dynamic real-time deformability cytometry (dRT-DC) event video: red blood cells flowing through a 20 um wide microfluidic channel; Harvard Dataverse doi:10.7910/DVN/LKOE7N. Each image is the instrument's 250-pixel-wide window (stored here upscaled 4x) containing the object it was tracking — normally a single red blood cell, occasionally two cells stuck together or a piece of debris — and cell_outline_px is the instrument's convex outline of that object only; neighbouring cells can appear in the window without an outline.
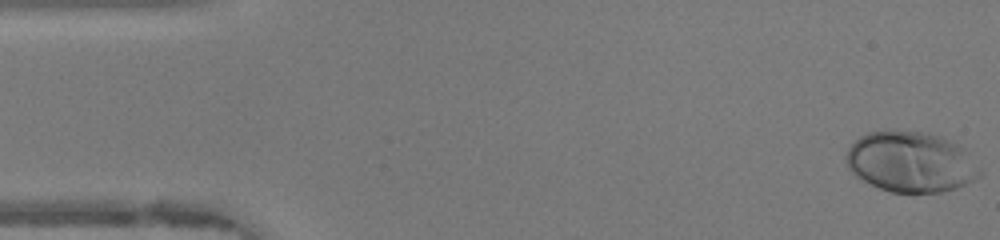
{"species": "human", "species_latin": "Homo sapiens", "temperature_condition": "warm", "stored_images_in_passage": 14, "camera_frame_rate_fps": 3000, "um_per_image_px": 0.085, "donor": {"sex": "female"}, "frame": {"image": 1, "passage_image": 1, "time_ms": 0.0, "image_size_px": [1000, 240], "cell_outline_px": [[984, 172], [980, 176], [956, 188], [940, 192], [892, 192], [880, 188], [856, 176], [848, 168], [844, 160], [844, 156], [848, 148], [860, 136], [868, 132], [924, 132], [940, 136], [956, 144], [968, 152]], "centroid_in_image_um": [77.42, 13.78], "position_along_channel_um": 7.6, "area_um2": 46.76}}
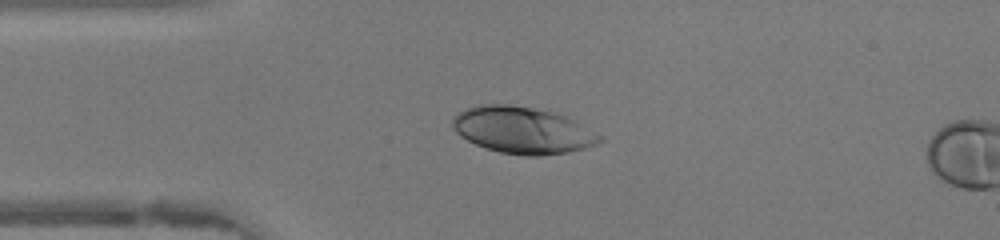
{"frame": {"image": 2, "passage_image": 11, "time_ms": 3.333, "image_size_px": [1000, 240], "cell_outline_px": [[604, 140], [596, 144], [584, 148], [568, 152], [540, 156], [524, 156], [500, 152], [476, 144], [460, 136], [452, 128], [452, 116], [456, 112], [464, 108], [476, 104], [512, 104], [556, 112], [604, 136]], "centroid_in_image_um": [44.38, 11.05], "position_along_channel_um": 40.6, "area_um2": 40.34}}